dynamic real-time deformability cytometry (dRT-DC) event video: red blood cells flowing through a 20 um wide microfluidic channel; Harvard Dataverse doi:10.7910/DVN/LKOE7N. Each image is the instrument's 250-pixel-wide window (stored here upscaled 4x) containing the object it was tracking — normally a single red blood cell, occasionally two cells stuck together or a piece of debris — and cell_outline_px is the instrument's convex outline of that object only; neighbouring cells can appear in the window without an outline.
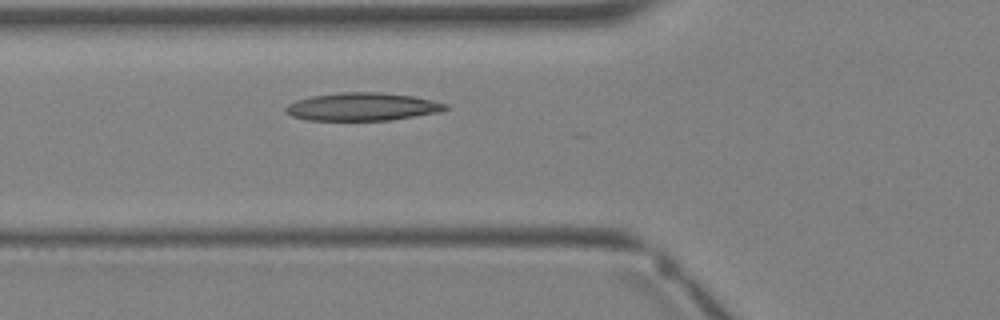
{"species": "Egyptian fruit bat (a non-hibernating species)", "species_latin": "Rousettus aegyptiacus", "temperature_condition": "warm", "stored_images_in_passage": 5, "camera_frame_rate_fps": 3000, "um_per_image_px": 0.085, "animal": {"sex": "female"}, "frame": {"image": 1, "passage_image": 5, "time_ms": 5.0, "image_size_px": [1000, 320], "cell_outline_px": [[448, 108], [440, 112], [388, 120], [308, 120], [292, 116], [284, 108], [288, 104], [296, 100], [312, 96], [340, 92], [380, 92], [412, 96], [432, 100], [448, 104]], "centroid_in_image_um": [30.8, 9.06], "position_along_channel_um": 95.0, "area_um2": 25.84}}